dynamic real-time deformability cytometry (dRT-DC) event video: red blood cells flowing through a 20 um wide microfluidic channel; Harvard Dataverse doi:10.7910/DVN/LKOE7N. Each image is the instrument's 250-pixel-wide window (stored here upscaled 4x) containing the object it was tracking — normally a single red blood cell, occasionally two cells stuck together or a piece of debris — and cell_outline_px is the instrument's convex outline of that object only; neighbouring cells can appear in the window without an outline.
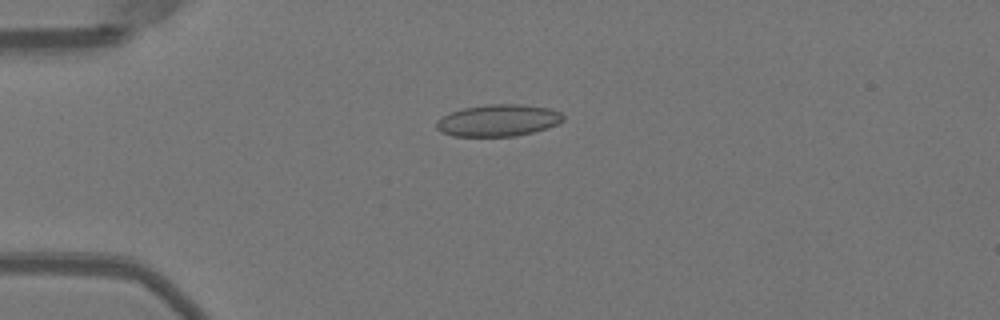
{"species": "Egyptian fruit bat (a non-hibernating species)", "species_latin": "Rousettus aegyptiacus", "temperature_condition": "warm", "stored_images_in_passage": 41, "camera_frame_rate_fps": 3000, "um_per_image_px": 0.085, "animal": {"sex": "female"}, "frame": {"image": 1, "passage_image": 3, "time_ms": 0.667, "image_size_px": [1000, 320], "cell_outline_px": [[564, 120], [548, 128], [516, 136], [452, 136], [440, 132], [436, 128], [436, 120], [452, 112], [464, 108], [488, 104], [520, 104], [548, 108], [560, 112], [564, 116]], "centroid_in_image_um": [42.34, 10.24], "position_along_channel_um": 42.7, "area_um2": 23.47}}
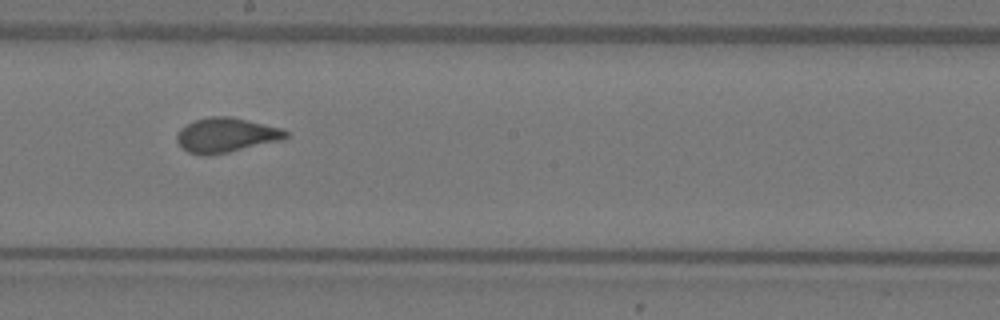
{"frame": {"image": 2, "passage_image": 19, "time_ms": 6.0, "image_size_px": [1000, 320], "cell_outline_px": [[288, 136], [284, 140], [228, 152], [204, 156], [188, 152], [176, 140], [176, 136], [180, 128], [196, 120], [208, 116], [228, 116], [248, 120], [284, 128], [288, 132]], "centroid_in_image_um": [19.26, 11.48], "position_along_channel_um": 228.9, "area_um2": 22.02}}
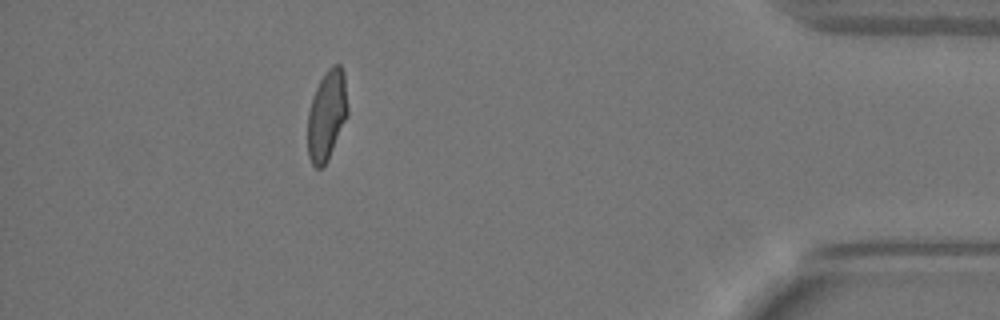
{"frame": {"image": 3, "passage_image": 36, "time_ms": 11.667, "image_size_px": [1000, 320], "cell_outline_px": [[348, 116], [328, 160], [324, 168], [316, 168], [312, 164], [308, 156], [308, 112], [316, 88], [320, 80], [328, 68], [332, 64], [340, 64], [344, 72], [348, 108]], "centroid_in_image_um": [27.79, 9.81], "position_along_channel_um": 407.4, "area_um2": 21.15}, "authors_computed_cell_mechanics": {"area_um2": 21.5016, "velocity_mm_per_s": 3.9922, "shape_relaxation_time_tau1_ms": 8.6698, "shape_relaxation_time_tau2_ms": null, "deformation_change_tau1": 0.2175, "deformation_change_tau2": null}}